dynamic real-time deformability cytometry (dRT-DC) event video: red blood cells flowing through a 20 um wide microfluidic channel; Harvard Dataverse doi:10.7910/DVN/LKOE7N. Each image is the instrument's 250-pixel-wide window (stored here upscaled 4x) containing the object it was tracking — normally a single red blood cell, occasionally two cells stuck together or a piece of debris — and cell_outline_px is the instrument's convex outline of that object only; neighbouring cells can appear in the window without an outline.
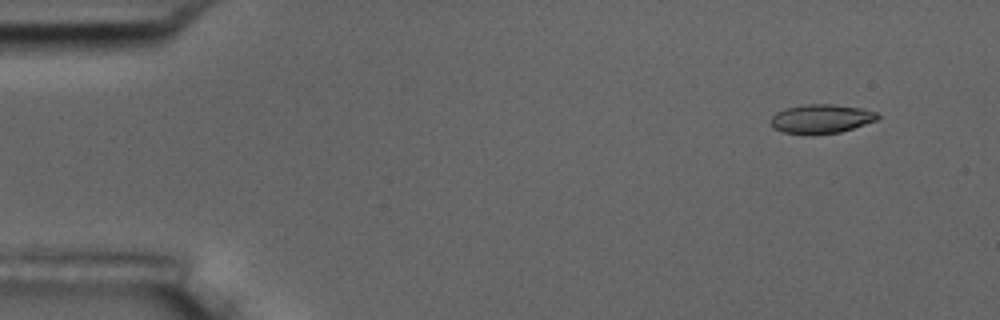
{"species": "common noctule bat (a hibernating species)", "species_latin": "Nyctalus noctula", "temperature_condition": "room temperature", "stored_images_in_passage": 5, "camera_frame_rate_fps": 3000, "um_per_image_px": 0.085, "animal": {"sex": "male", "body_mass_g": 17.5, "forearm_length_mm": 52.3}, "frame": {"image": 1, "passage_image": 2, "time_ms": 1.333, "image_size_px": [1000, 320], "cell_outline_px": [[880, 116], [876, 120], [840, 132], [784, 132], [772, 128], [772, 116], [776, 112], [784, 108], [804, 104], [832, 104], [864, 108], [876, 112]], "centroid_in_image_um": [69.82, 10.05], "position_along_channel_um": 15.2, "area_um2": 17.51}}
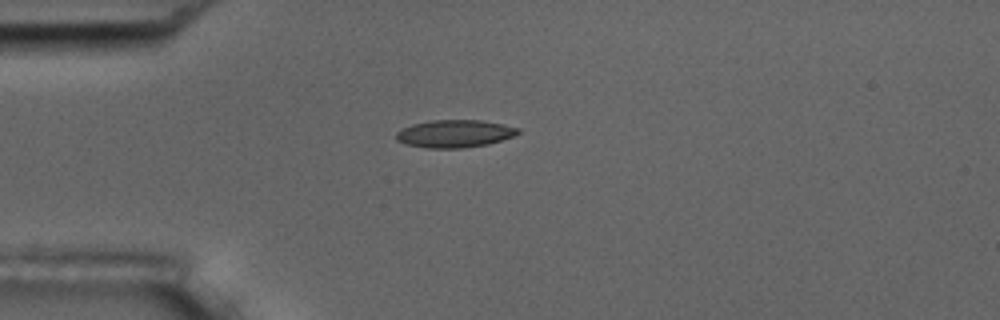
{"frame": {"image": 2, "passage_image": 5, "time_ms": 4.667, "image_size_px": [1000, 320], "cell_outline_px": [[520, 132], [512, 136], [488, 144], [460, 148], [428, 148], [404, 144], [396, 140], [396, 132], [400, 128], [412, 124], [432, 120], [480, 120], [504, 124], [520, 128]], "centroid_in_image_um": [38.6, 11.35], "position_along_channel_um": 46.4, "area_um2": 19.65}}